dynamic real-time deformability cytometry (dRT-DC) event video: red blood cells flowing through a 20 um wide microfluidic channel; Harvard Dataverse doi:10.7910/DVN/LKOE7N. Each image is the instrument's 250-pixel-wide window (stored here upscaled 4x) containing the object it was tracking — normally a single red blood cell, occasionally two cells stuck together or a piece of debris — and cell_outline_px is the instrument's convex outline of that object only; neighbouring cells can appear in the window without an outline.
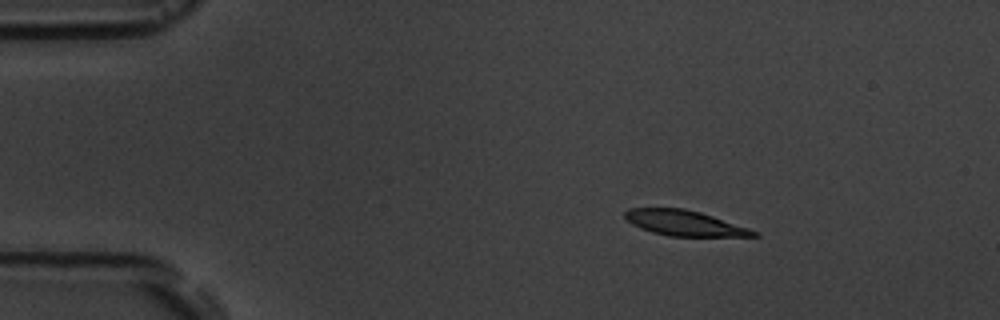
{"species": "common noctule bat (a hibernating species)", "species_latin": "Nyctalus noctula", "temperature_condition": "room temperature", "stored_images_in_passage": 3, "camera_frame_rate_fps": 3000, "um_per_image_px": 0.085, "animal": {"sex": "male", "body_mass_g": 19.5, "forearm_length_mm": 54.6}, "frame": {"image": 1, "passage_image": 1, "time_ms": 0.0, "image_size_px": [1000, 320], "cell_outline_px": [[760, 236], [668, 236], [652, 232], [640, 228], [632, 224], [624, 216], [624, 212], [628, 208], [684, 208], [700, 212], [760, 232]], "centroid_in_image_um": [58.16, 18.96], "position_along_channel_um": 26.8, "area_um2": 18.9}}